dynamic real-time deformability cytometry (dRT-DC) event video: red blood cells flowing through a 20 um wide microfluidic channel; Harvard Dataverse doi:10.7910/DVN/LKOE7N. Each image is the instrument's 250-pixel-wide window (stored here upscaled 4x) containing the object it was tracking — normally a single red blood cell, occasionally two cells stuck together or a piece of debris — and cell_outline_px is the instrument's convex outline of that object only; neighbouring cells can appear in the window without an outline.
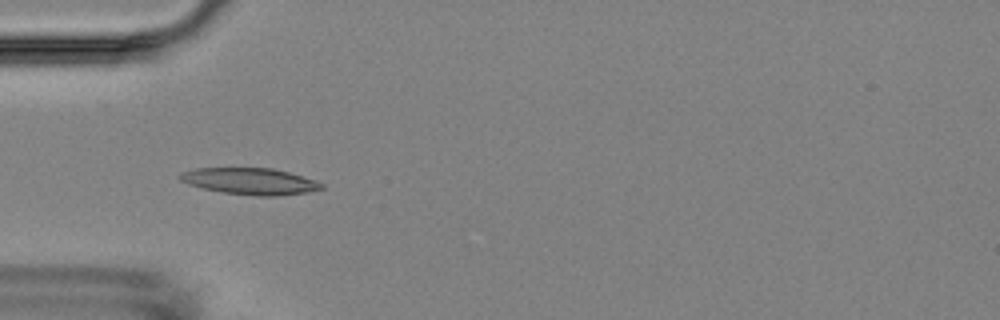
{"species": "Egyptian fruit bat (a non-hibernating species)", "species_latin": "Rousettus aegyptiacus", "temperature_condition": "room temperature", "stored_images_in_passage": 5, "camera_frame_rate_fps": 3000, "um_per_image_px": 0.085, "animal": {"sex": "female"}, "frame": {"image": 1, "passage_image": 4, "time_ms": 4.333, "image_size_px": [1000, 320], "cell_outline_px": [[324, 188], [308, 192], [276, 196], [256, 196], [224, 192], [204, 188], [188, 184], [180, 180], [176, 176], [184, 172], [196, 168], [272, 168], [288, 172], [316, 180], [324, 184]], "centroid_in_image_um": [21.28, 15.4], "position_along_channel_um": 63.7, "area_um2": 21.79}}